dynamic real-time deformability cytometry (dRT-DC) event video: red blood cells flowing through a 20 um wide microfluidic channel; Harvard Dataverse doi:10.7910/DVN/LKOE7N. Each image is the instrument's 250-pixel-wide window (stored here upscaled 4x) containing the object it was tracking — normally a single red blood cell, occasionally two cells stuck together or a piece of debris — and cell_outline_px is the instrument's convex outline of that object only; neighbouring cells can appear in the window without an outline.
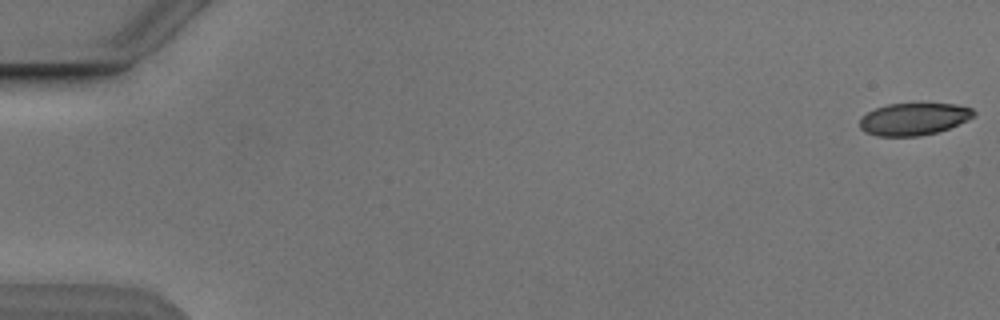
{"species": "Egyptian fruit bat (a non-hibernating species)", "species_latin": "Rousettus aegyptiacus", "temperature_condition": "cold", "stored_images_in_passage": 6, "camera_frame_rate_fps": 3000, "um_per_image_px": 0.085, "animal": {"sex": "male"}, "frame": {"image": 1, "passage_image": 1, "time_ms": 0.0, "image_size_px": [1000, 320], "cell_outline_px": [[976, 116], [968, 120], [948, 128], [936, 132], [920, 136], [876, 136], [860, 128], [860, 116], [876, 108], [888, 104], [956, 104], [972, 108], [976, 112]], "centroid_in_image_um": [77.69, 10.11], "position_along_channel_um": 7.3, "area_um2": 21.33}}
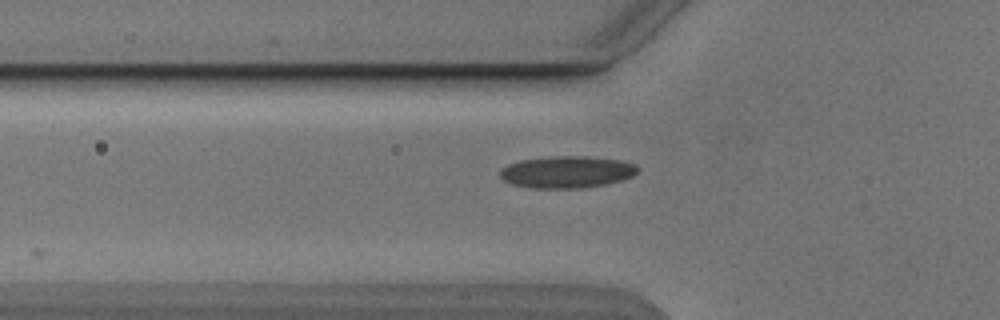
{"frame": {"image": 2, "passage_image": 6, "time_ms": 6.0, "image_size_px": [1000, 320], "cell_outline_px": [[636, 172], [632, 176], [624, 180], [604, 184], [580, 188], [528, 188], [512, 184], [504, 180], [500, 176], [500, 168], [508, 164], [520, 160], [556, 156], [588, 156], [620, 160], [636, 164]], "centroid_in_image_um": [48.16, 14.62], "position_along_channel_um": 77.6, "area_um2": 25.61}}